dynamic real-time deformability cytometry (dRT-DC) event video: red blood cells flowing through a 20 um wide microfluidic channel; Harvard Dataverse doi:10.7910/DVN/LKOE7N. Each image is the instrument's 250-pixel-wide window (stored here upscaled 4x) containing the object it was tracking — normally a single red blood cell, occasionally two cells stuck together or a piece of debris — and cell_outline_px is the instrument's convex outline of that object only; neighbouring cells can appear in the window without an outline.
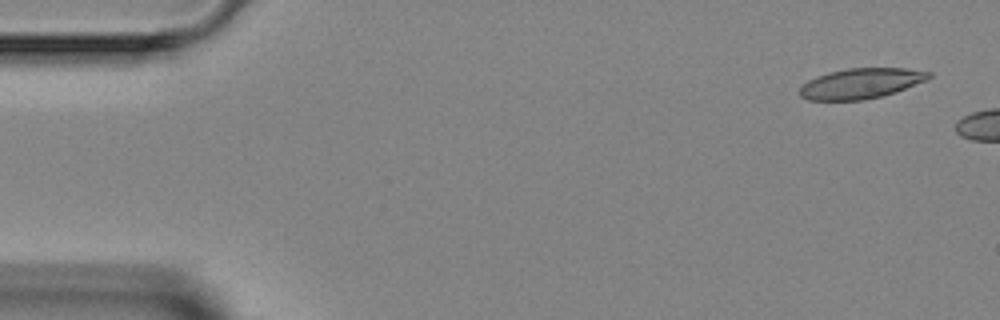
{"species": "Egyptian fruit bat (a non-hibernating species)", "species_latin": "Rousettus aegyptiacus", "temperature_condition": "room temperature", "stored_images_in_passage": 2, "camera_frame_rate_fps": 3000, "um_per_image_px": 0.085, "animal": {"sex": "female"}, "frame": {"image": 1, "passage_image": 1, "time_ms": 0.0, "image_size_px": [1000, 320], "cell_outline_px": [[932, 76], [928, 80], [896, 92], [864, 100], [808, 100], [800, 96], [800, 88], [808, 80], [816, 76], [828, 72], [848, 68], [904, 68], [932, 72]], "centroid_in_image_um": [73.2, 7.09], "position_along_channel_um": 11.8, "area_um2": 22.89}}